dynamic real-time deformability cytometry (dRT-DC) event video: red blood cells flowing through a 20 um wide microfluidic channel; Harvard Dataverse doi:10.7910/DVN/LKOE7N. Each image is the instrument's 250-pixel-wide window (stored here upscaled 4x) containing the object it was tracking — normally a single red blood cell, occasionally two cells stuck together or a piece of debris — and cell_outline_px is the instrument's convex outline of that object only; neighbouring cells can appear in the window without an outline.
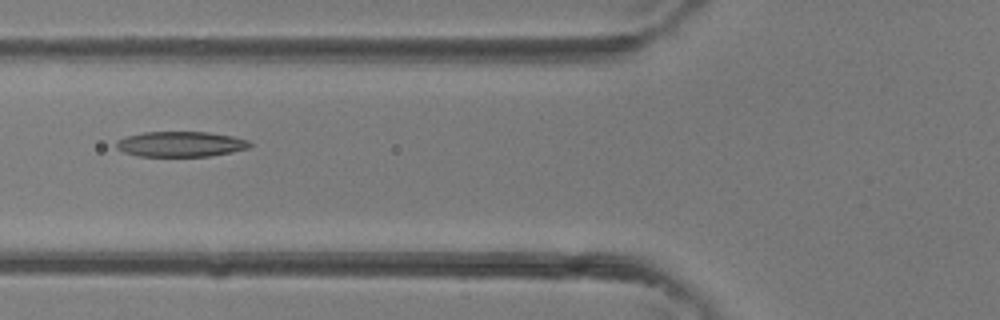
{"species": "common noctule bat (a hibernating species)", "species_latin": "Nyctalus noctula", "temperature_condition": "room temperature", "stored_images_in_passage": 5, "camera_frame_rate_fps": 3000, "um_per_image_px": 0.085, "animal": {"sex": "female"}, "frame": {"image": 1, "passage_image": 5, "time_ms": 1.333, "image_size_px": [1000, 320], "cell_outline_px": [[252, 144], [248, 148], [232, 152], [208, 156], [136, 156], [124, 152], [116, 148], [116, 140], [124, 136], [144, 132], [208, 132], [232, 136], [248, 140]], "centroid_in_image_um": [15.32, 12.25], "position_along_channel_um": 110.5, "area_um2": 19.77}}